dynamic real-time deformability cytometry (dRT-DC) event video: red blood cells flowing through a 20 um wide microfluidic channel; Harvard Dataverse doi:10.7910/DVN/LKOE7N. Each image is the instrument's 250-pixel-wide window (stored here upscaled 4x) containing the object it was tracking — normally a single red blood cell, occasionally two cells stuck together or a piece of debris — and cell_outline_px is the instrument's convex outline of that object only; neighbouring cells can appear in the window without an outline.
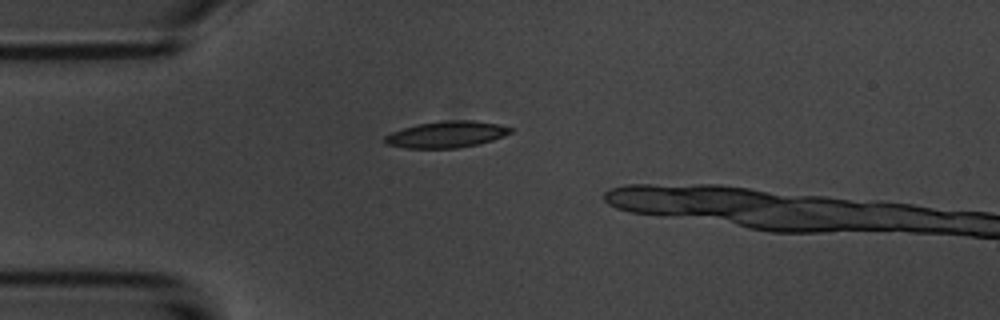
{"species": "common noctule bat (a hibernating species)", "species_latin": "Nyctalus noctula", "temperature_condition": "room temperature", "stored_images_in_passage": 3, "camera_frame_rate_fps": 3000, "um_per_image_px": 0.085, "animal": {"sex": "male", "body_mass_g": 20.1, "forearm_length_mm": 53.5}, "frame": {"image": 1, "passage_image": 2, "time_ms": 1.333, "image_size_px": [1000, 320], "cell_outline_px": [[512, 132], [504, 136], [492, 140], [476, 144], [456, 148], [404, 148], [388, 144], [384, 140], [384, 136], [392, 132], [404, 128], [420, 124], [448, 120], [472, 120], [500, 124], [512, 128]], "centroid_in_image_um": [37.98, 11.42], "position_along_channel_um": 47.0, "area_um2": 19.13}}